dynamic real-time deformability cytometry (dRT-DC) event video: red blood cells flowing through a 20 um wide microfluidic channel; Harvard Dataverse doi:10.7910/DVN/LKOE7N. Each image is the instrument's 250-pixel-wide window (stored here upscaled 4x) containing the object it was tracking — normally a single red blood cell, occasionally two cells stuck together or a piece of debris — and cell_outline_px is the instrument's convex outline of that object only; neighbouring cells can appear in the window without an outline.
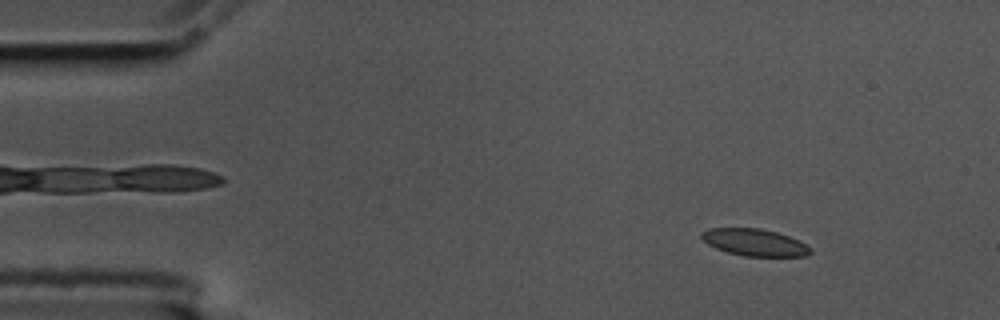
{"species": "common noctule bat (a hibernating species)", "species_latin": "Nyctalus noctula", "temperature_condition": "cold", "stored_images_in_passage": 57, "camera_frame_rate_fps": 3000, "um_per_image_px": 0.085, "animal": {"sex": "male", "body_mass_g": 17.5, "forearm_length_mm": 52.3}, "frame": {"image": 1, "passage_image": 7, "time_ms": 2.0, "image_size_px": [1000, 320], "cell_outline_px": [[812, 252], [808, 256], [744, 256], [728, 252], [716, 248], [708, 244], [700, 236], [700, 232], [708, 228], [760, 228], [776, 232], [800, 240], [812, 248]], "centroid_in_image_um": [64.16, 20.6], "position_along_channel_um": 20.8, "area_um2": 17.22}}
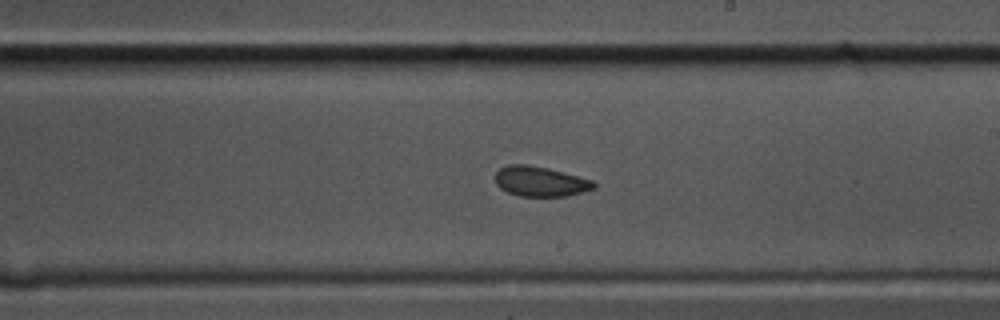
{"frame": {"image": 2, "passage_image": 33, "time_ms": 10.667, "image_size_px": [1000, 320], "cell_outline_px": [[596, 188], [568, 196], [520, 196], [508, 192], [500, 188], [496, 184], [496, 172], [500, 168], [508, 164], [528, 164], [548, 168], [592, 180], [596, 184]], "centroid_in_image_um": [45.92, 15.42], "position_along_channel_um": 243.1, "area_um2": 17.22}}
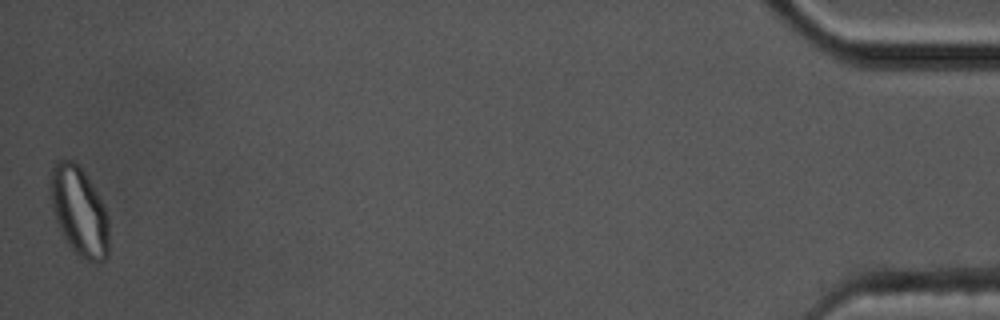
{"frame": {"image": 3, "passage_image": 57, "time_ms": 18.667, "image_size_px": [1000, 320], "cell_outline_px": [[108, 256], [100, 264], [96, 264], [76, 256], [64, 236], [56, 220], [52, 208], [52, 164], [56, 160], [72, 160], [84, 172], [96, 192], [108, 216]], "centroid_in_image_um": [6.76, 18.03], "position_along_channel_um": 428.4, "area_um2": 29.88}, "authors_computed_cell_mechanics": {"area_um2": 17.9758, "velocity_mm_per_s": 3.4911, "shape_relaxation_time_tau1_ms": null, "shape_relaxation_time_tau2_ms": 2.1304, "deformation_change_tau1": null, "deformation_change_tau2": 0.053}}